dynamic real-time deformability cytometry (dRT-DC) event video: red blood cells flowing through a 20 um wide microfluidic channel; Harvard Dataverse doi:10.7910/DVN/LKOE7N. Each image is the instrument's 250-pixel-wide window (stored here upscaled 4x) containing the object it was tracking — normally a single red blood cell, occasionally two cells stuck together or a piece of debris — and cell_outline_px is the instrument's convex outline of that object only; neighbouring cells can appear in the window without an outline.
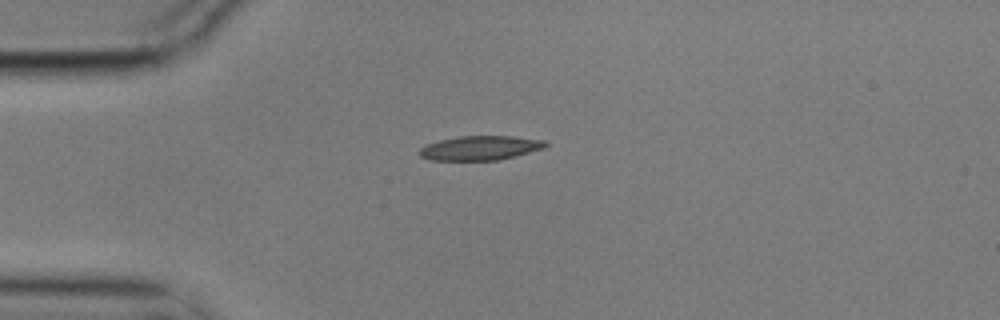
{"species": "common noctule bat (a hibernating species)", "species_latin": "Nyctalus noctula", "temperature_condition": "cold", "stored_images_in_passage": 6, "camera_frame_rate_fps": 3000, "um_per_image_px": 0.085, "animal": {"sex": "male", "body_mass_g": 17.9}, "frame": {"image": 1, "passage_image": 1, "time_ms": 0.0, "image_size_px": [1000, 320], "cell_outline_px": [[548, 144], [544, 148], [496, 160], [428, 160], [420, 156], [416, 152], [420, 148], [428, 144], [440, 140], [460, 136], [512, 136], [544, 140]], "centroid_in_image_um": [40.76, 12.57], "position_along_channel_um": 44.2, "area_um2": 17.69}}
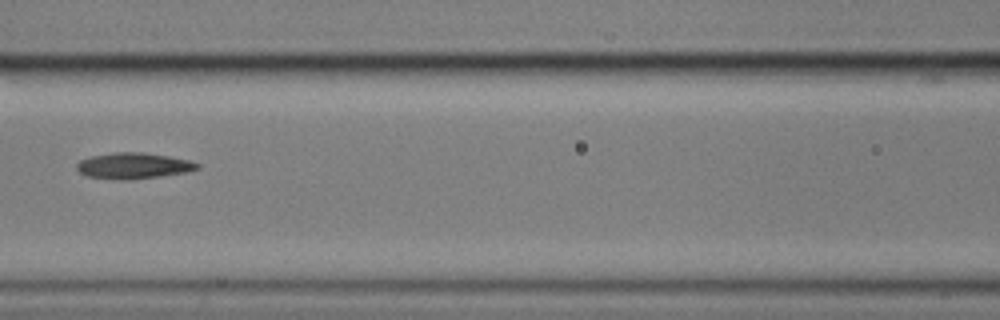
{"frame": {"image": 2, "passage_image": 4, "time_ms": 1.0, "image_size_px": [1000, 320], "cell_outline_px": [[200, 168], [188, 172], [132, 180], [116, 180], [88, 176], [80, 172], [76, 168], [76, 164], [80, 160], [92, 156], [116, 152], [140, 152], [168, 156], [192, 160], [200, 164]], "centroid_in_image_um": [11.38, 14.09], "position_along_channel_um": 155.2, "area_um2": 18.38}}
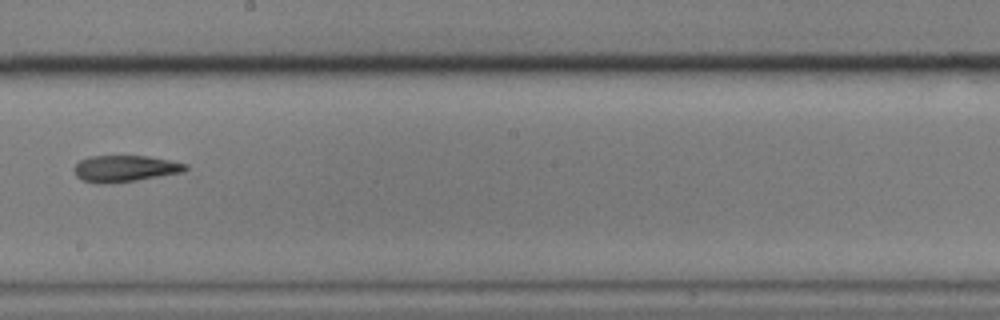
{"frame": {"image": 3, "passage_image": 6, "time_ms": 1.667, "image_size_px": [1000, 320], "cell_outline_px": [[188, 168], [184, 172], [136, 180], [100, 184], [84, 180], [76, 176], [72, 168], [80, 160], [88, 156], [148, 156], [188, 164]], "centroid_in_image_um": [10.61, 14.32], "position_along_channel_um": 237.6, "area_um2": 17.11}}